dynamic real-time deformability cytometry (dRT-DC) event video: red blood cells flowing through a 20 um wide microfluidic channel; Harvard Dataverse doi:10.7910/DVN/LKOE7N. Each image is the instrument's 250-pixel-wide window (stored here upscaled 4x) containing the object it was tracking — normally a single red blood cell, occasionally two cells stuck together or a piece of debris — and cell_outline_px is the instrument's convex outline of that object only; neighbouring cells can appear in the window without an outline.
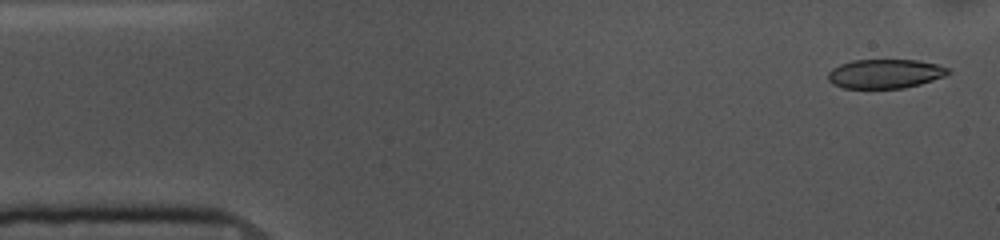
{"species": "common noctule bat (a hibernating species)", "species_latin": "Nyctalus noctula", "temperature_condition": "cold", "stored_images_in_passage": 53, "camera_frame_rate_fps": 3000, "um_per_image_px": 0.085, "animal": {"sex": "female", "body_mass_g": 10.0, "forearm_length_mm": 53.1}, "frame": {"image": 1, "passage_image": 2, "time_ms": 0.333, "image_size_px": [1000, 240], "cell_outline_px": [[948, 72], [944, 76], [920, 84], [904, 88], [844, 88], [832, 84], [828, 80], [828, 72], [832, 68], [840, 64], [852, 60], [916, 60], [936, 64], [948, 68]], "centroid_in_image_um": [75.18, 6.27], "position_along_channel_um": 9.8, "area_um2": 20.29}}
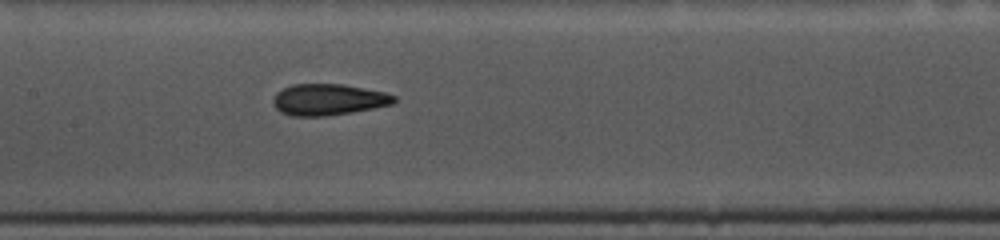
{"frame": {"image": 2, "passage_image": 24, "time_ms": 7.667, "image_size_px": [1000, 240], "cell_outline_px": [[396, 100], [392, 104], [352, 112], [324, 116], [292, 116], [280, 112], [272, 104], [272, 100], [276, 92], [292, 84], [344, 84], [384, 92], [396, 96]], "centroid_in_image_um": [27.88, 8.46], "position_along_channel_um": 179.5, "area_um2": 22.08}}
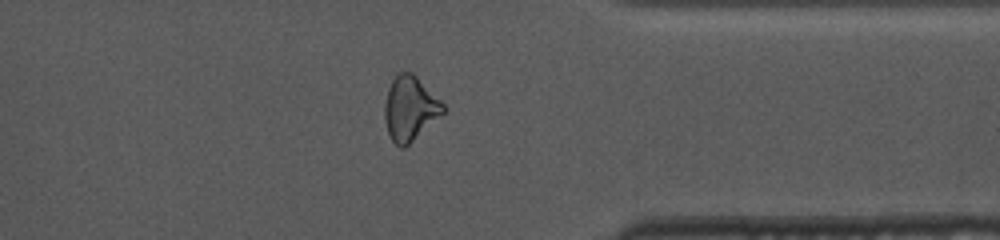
{"frame": {"image": 3, "passage_image": 41, "time_ms": 13.333, "image_size_px": [1000, 240], "cell_outline_px": [[444, 112], [404, 148], [400, 148], [392, 140], [388, 132], [384, 120], [384, 104], [388, 88], [396, 72], [412, 72], [444, 104]], "centroid_in_image_um": [34.81, 9.2], "position_along_channel_um": 376.6, "area_um2": 21.68}, "authors_computed_cell_mechanics": {"area_um2": 22.0218, "velocity_mm_per_s": 3.6628, "shape_relaxation_time_tau1_ms": 7.263, "shape_relaxation_time_tau2_ms": 2.4239, "deformation_change_tau1": 0.1645, "deformation_change_tau2": 0.0998}}